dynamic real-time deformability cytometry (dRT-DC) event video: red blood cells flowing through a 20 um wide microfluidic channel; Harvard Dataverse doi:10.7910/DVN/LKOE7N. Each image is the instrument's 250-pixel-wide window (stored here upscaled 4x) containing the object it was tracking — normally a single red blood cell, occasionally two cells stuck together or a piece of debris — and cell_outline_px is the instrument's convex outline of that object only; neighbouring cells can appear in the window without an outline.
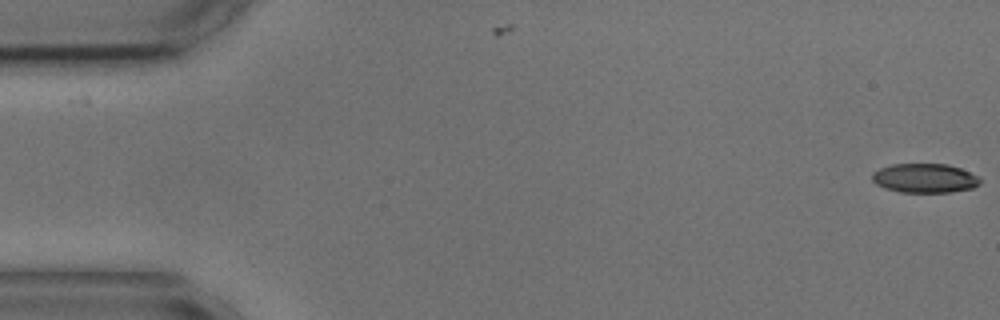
{"species": "common noctule bat (a hibernating species)", "species_latin": "Nyctalus noctula", "temperature_condition": "cold", "stored_images_in_passage": 56, "camera_frame_rate_fps": 3000, "um_per_image_px": 0.085, "animal": {"sex": "male", "body_mass_g": 17.9, "forearm_length_mm": 54.2}, "frame": {"image": 1, "passage_image": 1, "time_ms": 0.0, "image_size_px": [1000, 320], "cell_outline_px": [[980, 184], [972, 188], [948, 192], [900, 192], [884, 188], [876, 184], [872, 180], [872, 172], [880, 168], [892, 164], [948, 164], [960, 168], [980, 176]], "centroid_in_image_um": [78.6, 15.14], "position_along_channel_um": 6.4, "area_um2": 18.44}}
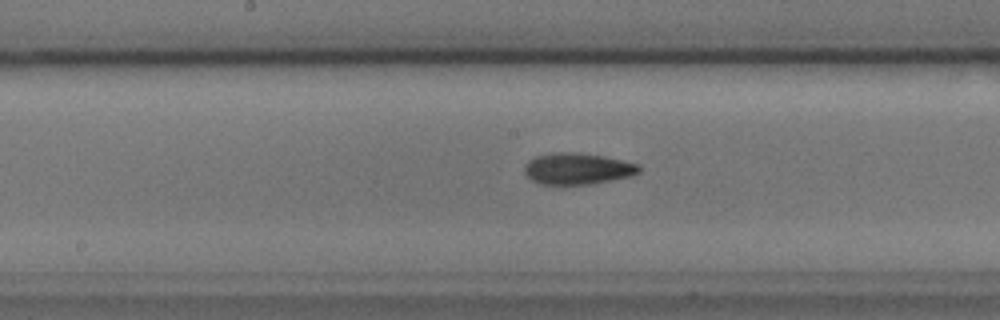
{"frame": {"image": 2, "passage_image": 28, "time_ms": 9.0, "image_size_px": [1000, 320], "cell_outline_px": [[640, 172], [632, 176], [592, 184], [540, 184], [532, 180], [524, 172], [524, 164], [528, 160], [536, 156], [552, 152], [580, 152], [604, 156], [640, 164]], "centroid_in_image_um": [49.09, 14.33], "position_along_channel_um": 199.1, "area_um2": 21.21}}
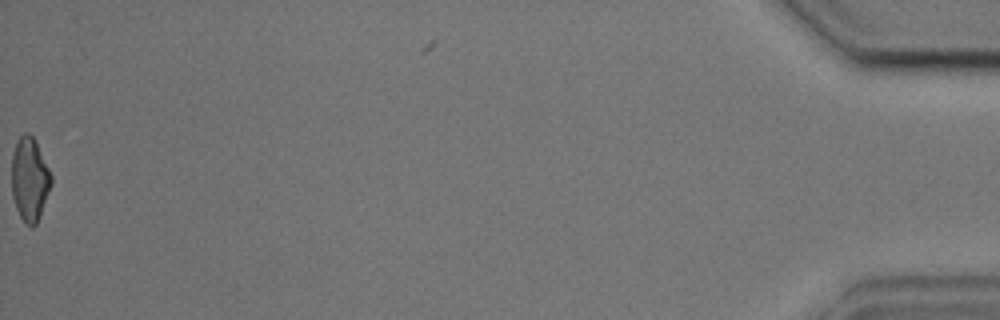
{"frame": {"image": 3, "passage_image": 56, "time_ms": 18.333, "image_size_px": [1000, 320], "cell_outline_px": [[52, 184], [36, 224], [32, 228], [24, 224], [16, 208], [12, 196], [12, 152], [16, 140], [24, 132], [28, 132], [36, 140], [52, 176]], "centroid_in_image_um": [2.51, 15.22], "position_along_channel_um": 432.7, "area_um2": 19.48}, "authors_computed_cell_mechanics": {"area_um2": 19.9121, "velocity_mm_per_s": 3.5991, "shape_relaxation_time_tau1_ms": 3.247, "shape_relaxation_time_tau2_ms": 7.8532, "deformation_change_tau1": 0.1175, "deformation_change_tau2": 0.1538}}